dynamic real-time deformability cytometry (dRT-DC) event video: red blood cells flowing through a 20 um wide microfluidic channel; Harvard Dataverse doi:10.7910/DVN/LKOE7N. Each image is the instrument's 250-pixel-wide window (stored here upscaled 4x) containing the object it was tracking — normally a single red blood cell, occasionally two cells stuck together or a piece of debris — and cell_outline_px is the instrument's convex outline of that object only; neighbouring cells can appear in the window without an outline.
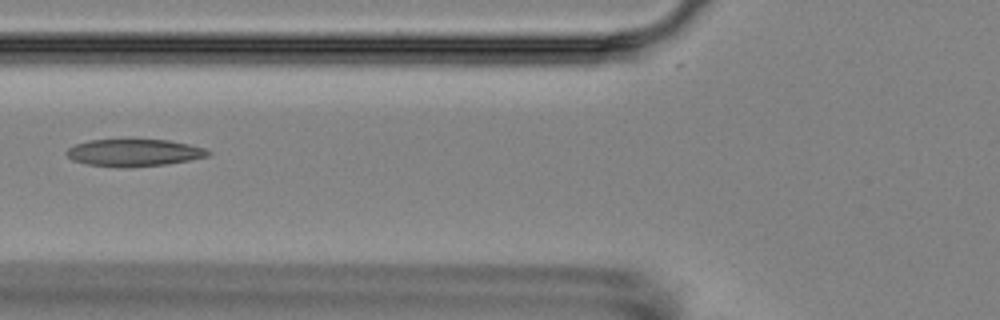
{"species": "Egyptian fruit bat (a non-hibernating species)", "species_latin": "Rousettus aegyptiacus", "temperature_condition": "room temperature", "stored_images_in_passage": 5, "camera_frame_rate_fps": 3000, "um_per_image_px": 0.085, "animal": {"sex": "female"}, "frame": {"image": 1, "passage_image": 5, "time_ms": 5.667, "image_size_px": [1000, 320], "cell_outline_px": [[212, 152], [208, 156], [168, 164], [128, 168], [120, 168], [88, 164], [72, 160], [64, 152], [68, 148], [76, 144], [88, 140], [168, 140], [188, 144], [204, 148]], "centroid_in_image_um": [11.37, 12.99], "position_along_channel_um": 114.4, "area_um2": 22.43}}